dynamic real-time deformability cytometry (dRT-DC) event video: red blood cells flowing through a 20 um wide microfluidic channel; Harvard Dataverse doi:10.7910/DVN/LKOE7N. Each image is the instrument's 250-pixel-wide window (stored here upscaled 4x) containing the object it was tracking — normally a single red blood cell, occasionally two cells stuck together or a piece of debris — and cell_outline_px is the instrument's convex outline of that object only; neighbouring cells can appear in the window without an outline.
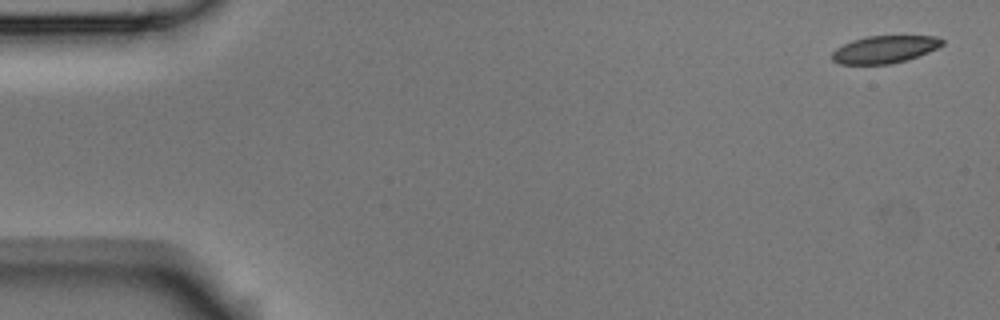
{"species": "Egyptian fruit bat (a non-hibernating species)", "species_latin": "Rousettus aegyptiacus", "temperature_condition": "room temperature", "stored_images_in_passage": 3, "segment_of_instrument_passage": [1, 2], "camera_frame_rate_fps": 3000, "um_per_image_px": 0.085, "animal": {"sex": "male"}, "frame": {"image": 1, "passage_image": 1, "time_ms": 0.0, "image_size_px": [1000, 320], "cell_outline_px": [[944, 44], [928, 52], [892, 64], [840, 64], [832, 60], [832, 52], [836, 48], [852, 40], [868, 36], [936, 36], [944, 40]], "centroid_in_image_um": [75.17, 4.19], "position_along_channel_um": 9.8, "area_um2": 17.46}}
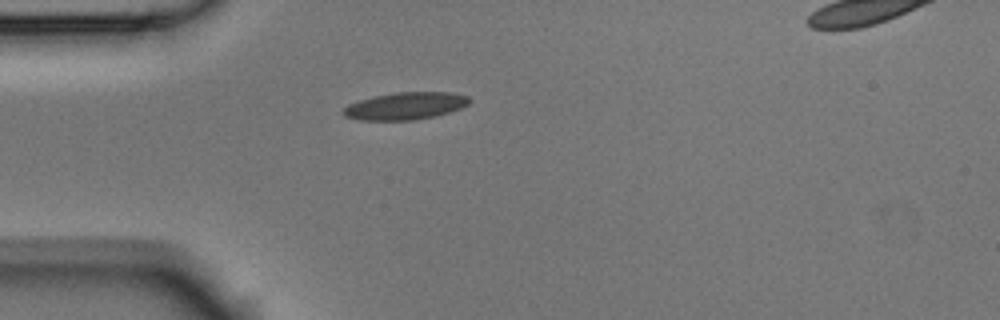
{"frame": {"image": 2, "passage_image": 2, "time_ms": 0.333, "image_size_px": [1000, 320], "cell_outline_px": [[472, 100], [468, 104], [460, 108], [436, 116], [412, 120], [360, 120], [344, 116], [344, 108], [348, 104], [372, 96], [396, 92], [452, 92], [468, 96]], "centroid_in_image_um": [34.47, 9.0], "position_along_channel_um": 50.5, "area_um2": 20.06}}